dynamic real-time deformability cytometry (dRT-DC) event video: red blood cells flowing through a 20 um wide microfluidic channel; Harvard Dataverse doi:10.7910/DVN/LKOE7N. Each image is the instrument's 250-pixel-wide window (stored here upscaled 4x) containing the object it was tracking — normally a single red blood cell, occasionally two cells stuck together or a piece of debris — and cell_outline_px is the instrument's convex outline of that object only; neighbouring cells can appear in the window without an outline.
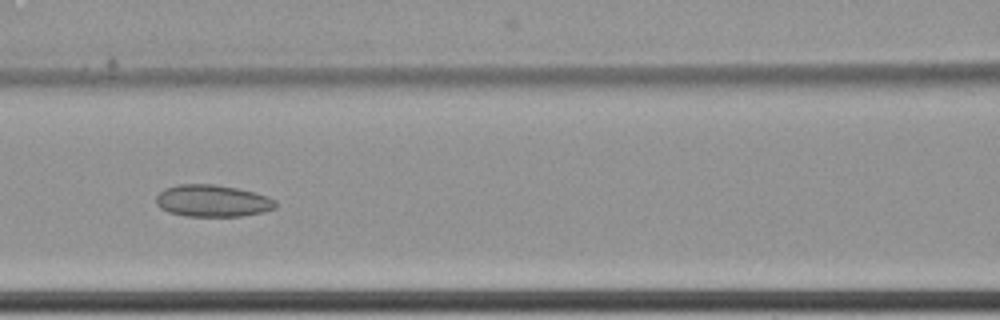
{"species": "common noctule bat (a hibernating species)", "species_latin": "Nyctalus noctula", "temperature_condition": "cold", "stored_images_in_passage": 10, "camera_frame_rate_fps": 3000, "um_per_image_px": 0.085, "animal": {"sex": "female", "body_mass_g": 22.7, "forearm_length_mm": 54.2}, "frame": {"image": 1, "passage_image": 10, "time_ms": 3.0, "image_size_px": [1000, 320], "cell_outline_px": [[276, 208], [264, 212], [240, 216], [188, 216], [168, 212], [160, 208], [156, 204], [156, 196], [164, 188], [180, 184], [216, 184], [236, 188], [268, 196], [276, 200]], "centroid_in_image_um": [18.06, 17.07], "position_along_channel_um": 148.5, "area_um2": 22.31}}